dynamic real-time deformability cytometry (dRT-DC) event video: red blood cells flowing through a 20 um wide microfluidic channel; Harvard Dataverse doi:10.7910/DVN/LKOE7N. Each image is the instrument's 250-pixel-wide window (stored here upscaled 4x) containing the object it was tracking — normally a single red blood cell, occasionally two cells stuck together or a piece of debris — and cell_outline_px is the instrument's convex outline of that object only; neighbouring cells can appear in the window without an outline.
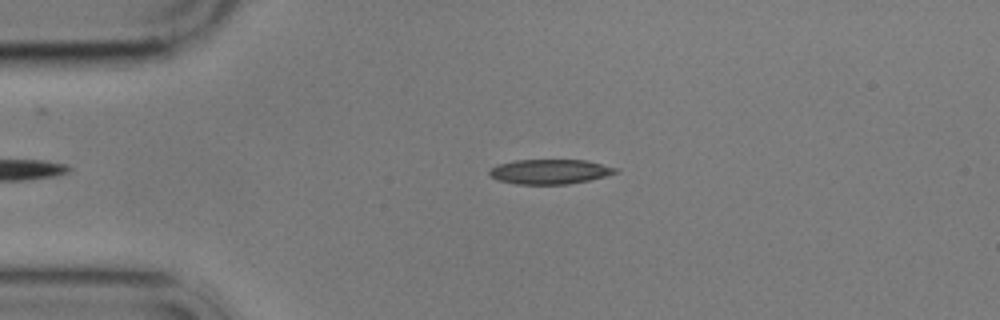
{"species": "common noctule bat (a hibernating species)", "species_latin": "Nyctalus noctula", "temperature_condition": "cold", "stored_images_in_passage": 1, "camera_frame_rate_fps": 3000, "um_per_image_px": 0.085, "animal": {"sex": "male", "body_mass_g": 17.9}, "frame": {"image": 1, "passage_image": 1, "time_ms": 0.0, "image_size_px": [1000, 320], "cell_outline_px": [[620, 172], [588, 180], [568, 184], [516, 184], [496, 180], [488, 176], [488, 172], [496, 164], [516, 160], [584, 160], [620, 168]], "centroid_in_image_um": [46.71, 14.59], "position_along_channel_um": 38.3, "area_um2": 18.32}}